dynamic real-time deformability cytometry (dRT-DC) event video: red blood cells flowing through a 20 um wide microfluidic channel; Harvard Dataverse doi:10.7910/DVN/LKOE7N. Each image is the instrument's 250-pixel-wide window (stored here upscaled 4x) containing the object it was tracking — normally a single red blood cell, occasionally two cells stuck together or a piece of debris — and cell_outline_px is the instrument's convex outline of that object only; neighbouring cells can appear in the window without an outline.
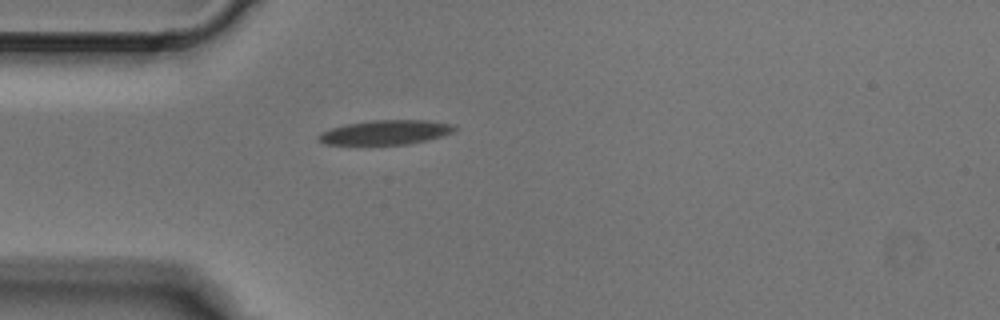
{"species": "Egyptian fruit bat (a non-hibernating species)", "species_latin": "Rousettus aegyptiacus", "temperature_condition": "cold", "stored_images_in_passage": 1, "camera_frame_rate_fps": 3000, "um_per_image_px": 0.085, "animal": {"sex": "male"}, "frame": {"image": 1, "passage_image": 1, "time_ms": 0.0, "image_size_px": [1000, 320], "cell_outline_px": [[456, 128], [452, 132], [428, 140], [408, 144], [324, 144], [316, 140], [316, 136], [320, 132], [332, 128], [348, 124], [372, 120], [424, 120], [452, 124]], "centroid_in_image_um": [32.72, 11.25], "position_along_channel_um": 52.3, "area_um2": 19.19}}